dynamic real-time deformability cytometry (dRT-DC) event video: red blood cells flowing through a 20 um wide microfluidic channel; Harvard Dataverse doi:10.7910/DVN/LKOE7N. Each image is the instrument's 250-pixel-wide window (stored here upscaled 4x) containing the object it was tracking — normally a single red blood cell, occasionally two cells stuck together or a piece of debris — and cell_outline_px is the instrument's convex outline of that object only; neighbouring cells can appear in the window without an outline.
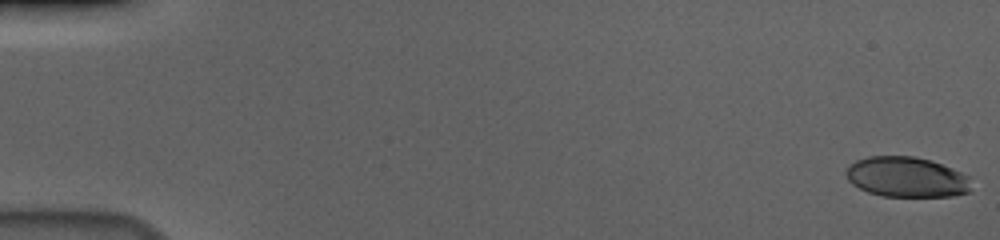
{"species": "human", "species_latin": "Homo sapiens", "temperature_condition": "cold", "stored_images_in_passage": 57, "camera_frame_rate_fps": 3000, "um_per_image_px": 0.085, "donor": {"sex": "male"}, "frame": {"image": 1, "passage_image": 1, "time_ms": 0.0, "image_size_px": [1000, 240], "cell_outline_px": [[972, 176], [968, 192], [952, 196], [880, 196], [868, 192], [852, 184], [848, 180], [844, 172], [848, 164], [856, 160], [868, 156], [916, 156], [952, 168]], "centroid_in_image_um": [77.04, 15.04], "position_along_channel_um": 8.0, "area_um2": 29.59}}
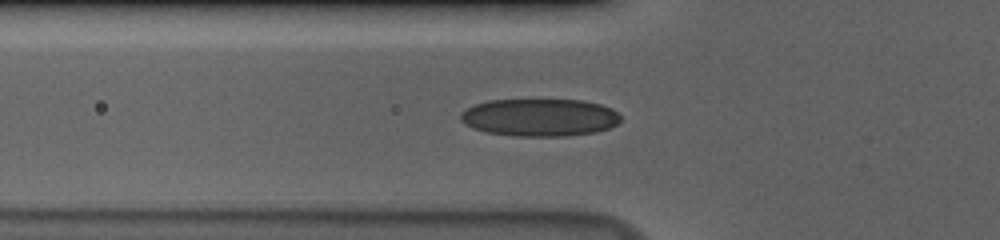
{"frame": {"image": 2, "passage_image": 21, "time_ms": 6.667, "image_size_px": [1000, 240], "cell_outline_px": [[620, 120], [616, 124], [608, 128], [596, 132], [568, 136], [512, 136], [484, 132], [472, 128], [464, 124], [460, 120], [460, 112], [476, 104], [488, 100], [584, 100], [600, 104], [612, 108], [620, 116]], "centroid_in_image_um": [45.85, 9.99], "position_along_channel_um": 80.0, "area_um2": 35.26}}
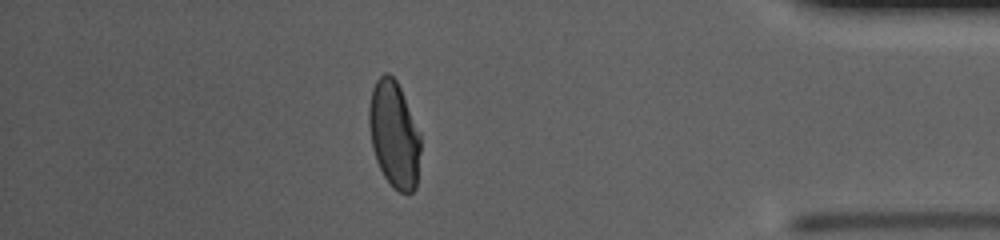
{"frame": {"image": 3, "passage_image": 50, "time_ms": 16.333, "image_size_px": [1000, 240], "cell_outline_px": [[420, 152], [416, 188], [412, 192], [400, 192], [392, 188], [384, 176], [376, 160], [372, 148], [368, 124], [368, 108], [372, 88], [376, 80], [384, 72], [388, 72], [396, 80], [400, 88], [420, 132]], "centroid_in_image_um": [33.48, 11.43], "position_along_channel_um": 401.7, "area_um2": 32.19}, "authors_computed_cell_mechanics": {"area_um2": 32.5414, "velocity_mm_per_s": 3.694, "shape_relaxation_time_tau1_ms": 6.597, "shape_relaxation_time_tau2_ms": 0.9061, "deformation_change_tau1": 0.2131, "deformation_change_tau2": 0.0527}}